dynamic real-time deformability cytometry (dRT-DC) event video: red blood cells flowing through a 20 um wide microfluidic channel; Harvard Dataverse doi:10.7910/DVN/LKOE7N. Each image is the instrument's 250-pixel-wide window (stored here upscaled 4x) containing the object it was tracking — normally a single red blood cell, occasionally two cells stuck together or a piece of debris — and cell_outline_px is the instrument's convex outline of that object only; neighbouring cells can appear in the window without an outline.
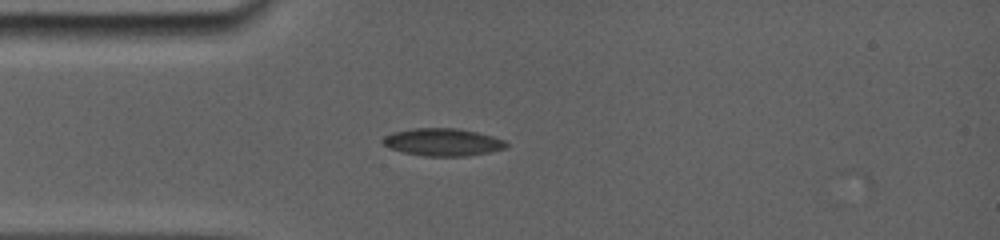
{"species": "common noctule bat (a hibernating species)", "species_latin": "Nyctalus noctula", "temperature_condition": "room temperature", "stored_images_in_passage": 33, "camera_frame_rate_fps": 5000, "um_per_image_px": 0.085, "animal": {"sex": "female", "body_mass_g": 19.0, "forearm_length_mm": 56.7}, "frame": {"image": 1, "passage_image": 1, "time_ms": 0.0, "image_size_px": [1000, 240], "cell_outline_px": [[508, 144], [504, 148], [464, 156], [424, 156], [404, 152], [392, 148], [384, 144], [384, 140], [388, 136], [396, 132], [416, 128], [452, 128], [472, 132], [488, 136], [500, 140]], "centroid_in_image_um": [37.59, 12.09], "position_along_channel_um": 47.4, "area_um2": 18.67}}
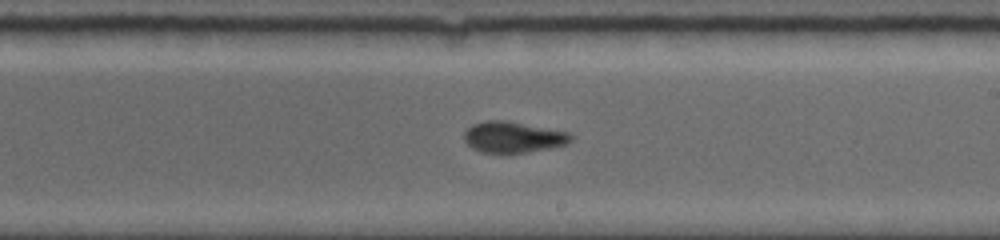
{"frame": {"image": 2, "passage_image": 15, "time_ms": 5.4, "image_size_px": [1000, 240], "cell_outline_px": [[572, 140], [564, 144], [548, 148], [504, 156], [480, 152], [472, 148], [464, 140], [464, 132], [472, 124], [484, 120], [508, 120], [568, 132], [572, 136]], "centroid_in_image_um": [43.55, 11.68], "position_along_channel_um": 245.5, "area_um2": 19.83}}
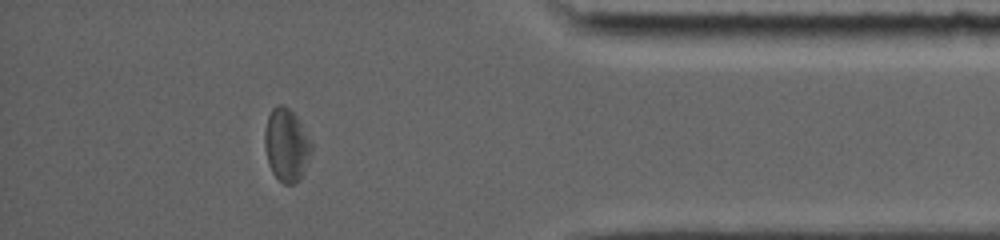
{"frame": {"image": 3, "passage_image": 28, "time_ms": 10.2, "image_size_px": [1000, 240], "cell_outline_px": [[312, 152], [304, 172], [300, 180], [296, 184], [284, 184], [272, 172], [268, 164], [264, 144], [264, 132], [268, 116], [272, 108], [276, 104], [280, 104], [288, 108], [296, 116], [312, 140]], "centroid_in_image_um": [24.36, 12.33], "position_along_channel_um": 410.8, "area_um2": 20.11}, "authors_computed_cell_mechanics": {"area_um2": 19.4208, "velocity_mm_per_s": 3.8333, "shape_relaxation_time_tau1_ms": null, "shape_relaxation_time_tau2_ms": 2.0209, "deformation_change_tau1": null, "deformation_change_tau2": 0.0644}}